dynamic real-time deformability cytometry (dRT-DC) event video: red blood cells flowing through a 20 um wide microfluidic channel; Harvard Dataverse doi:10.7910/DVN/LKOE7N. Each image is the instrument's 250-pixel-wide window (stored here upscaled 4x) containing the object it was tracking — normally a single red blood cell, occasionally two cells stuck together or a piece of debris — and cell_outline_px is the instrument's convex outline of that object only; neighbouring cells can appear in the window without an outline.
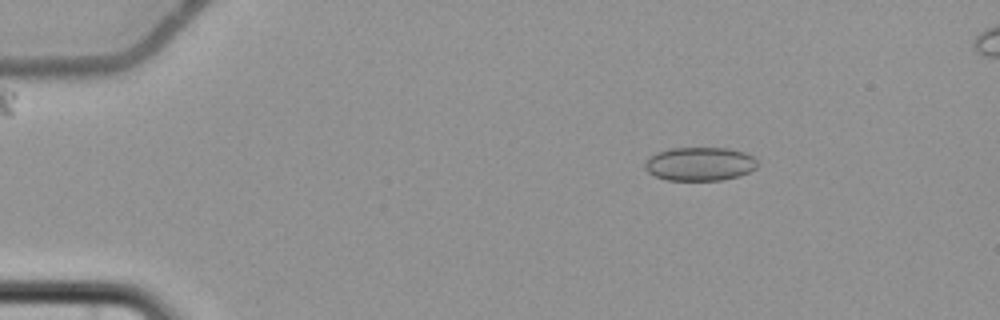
{"species": "common noctule bat (a hibernating species)", "species_latin": "Nyctalus noctula", "temperature_condition": "cold", "stored_images_in_passage": 7, "camera_frame_rate_fps": 3000, "um_per_image_px": 0.085, "animal": {"sex": "female", "body_mass_g": 22.7, "forearm_length_mm": 54.2}, "frame": {"image": 1, "passage_image": 3, "time_ms": 2.667, "image_size_px": [1000, 320], "cell_outline_px": [[756, 168], [740, 176], [720, 180], [668, 180], [656, 176], [648, 172], [644, 168], [644, 164], [656, 152], [672, 148], [728, 148], [744, 152], [752, 156], [756, 160]], "centroid_in_image_um": [59.48, 13.93], "position_along_channel_um": 25.5, "area_um2": 21.91}}
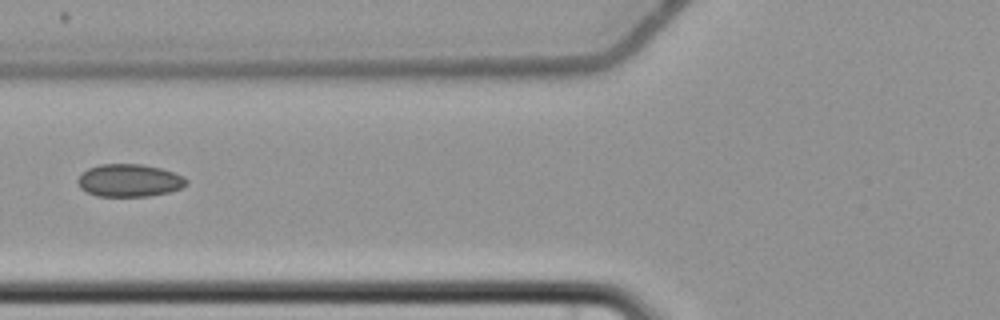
{"frame": {"image": 2, "passage_image": 7, "time_ms": 7.333, "image_size_px": [1000, 320], "cell_outline_px": [[188, 184], [180, 188], [168, 192], [148, 196], [96, 196], [80, 188], [76, 180], [88, 168], [100, 164], [140, 164], [160, 168], [184, 176], [188, 180]], "centroid_in_image_um": [10.99, 15.34], "position_along_channel_um": 114.8, "area_um2": 20.58}}